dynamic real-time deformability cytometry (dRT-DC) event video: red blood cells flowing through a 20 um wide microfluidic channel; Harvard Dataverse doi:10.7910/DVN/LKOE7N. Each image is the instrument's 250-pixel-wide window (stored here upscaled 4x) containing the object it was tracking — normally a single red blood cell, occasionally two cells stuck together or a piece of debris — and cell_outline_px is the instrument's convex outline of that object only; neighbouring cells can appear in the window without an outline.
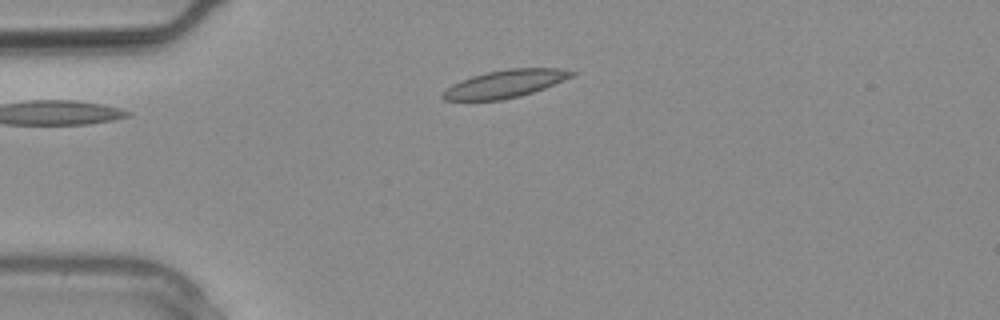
{"species": "common noctule bat (a hibernating species)", "species_latin": "Nyctalus noctula", "temperature_condition": "warm", "stored_images_in_passage": 10, "camera_frame_rate_fps": 3000, "um_per_image_px": 0.085, "animal": {"sex": "male", "body_mass_g": 20.4}, "frame": {"image": 1, "passage_image": 1, "time_ms": 0.0, "image_size_px": [1000, 320], "cell_outline_px": [[576, 72], [572, 76], [544, 88], [520, 96], [500, 100], [444, 100], [440, 96], [440, 92], [452, 84], [472, 76], [488, 72], [508, 68], [556, 68]], "centroid_in_image_um": [42.87, 7.13], "position_along_channel_um": 42.1, "area_um2": 20.58}}